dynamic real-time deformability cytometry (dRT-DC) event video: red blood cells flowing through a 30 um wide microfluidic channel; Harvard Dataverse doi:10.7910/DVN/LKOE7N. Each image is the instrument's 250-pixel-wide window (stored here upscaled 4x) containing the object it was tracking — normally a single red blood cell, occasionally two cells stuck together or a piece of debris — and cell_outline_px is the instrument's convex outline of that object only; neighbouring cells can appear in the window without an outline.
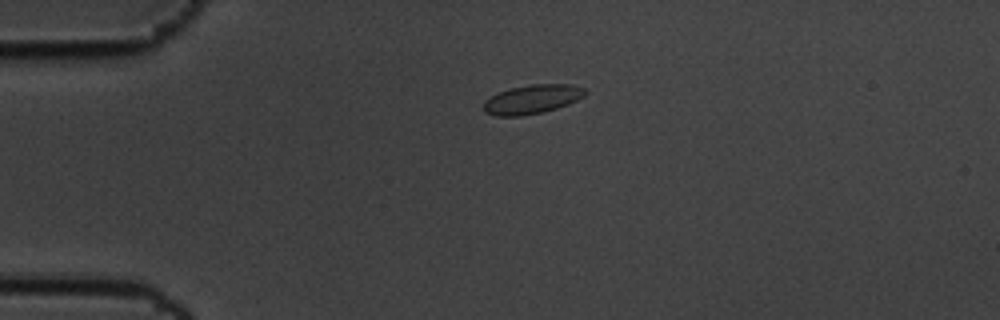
{"species": "common noctule bat (a hibernating species)", "species_latin": "Nyctalus noctula", "temperature_condition": "cold", "stored_images_in_passage": 2, "camera_frame_rate_fps": 3000, "um_per_image_px": 0.085, "animal": {"sex": "male", "body_mass_g": 19.5, "forearm_length_mm": 54.6}, "frame": {"image": 1, "passage_image": 1, "time_ms": 0.0, "image_size_px": [1000, 320], "cell_outline_px": [[588, 92], [584, 96], [568, 104], [556, 108], [540, 112], [520, 116], [496, 116], [484, 112], [484, 100], [500, 92], [512, 88], [532, 84], [572, 84], [584, 88]], "centroid_in_image_um": [45.25, 8.43], "position_along_channel_um": 39.8, "area_um2": 16.99}}